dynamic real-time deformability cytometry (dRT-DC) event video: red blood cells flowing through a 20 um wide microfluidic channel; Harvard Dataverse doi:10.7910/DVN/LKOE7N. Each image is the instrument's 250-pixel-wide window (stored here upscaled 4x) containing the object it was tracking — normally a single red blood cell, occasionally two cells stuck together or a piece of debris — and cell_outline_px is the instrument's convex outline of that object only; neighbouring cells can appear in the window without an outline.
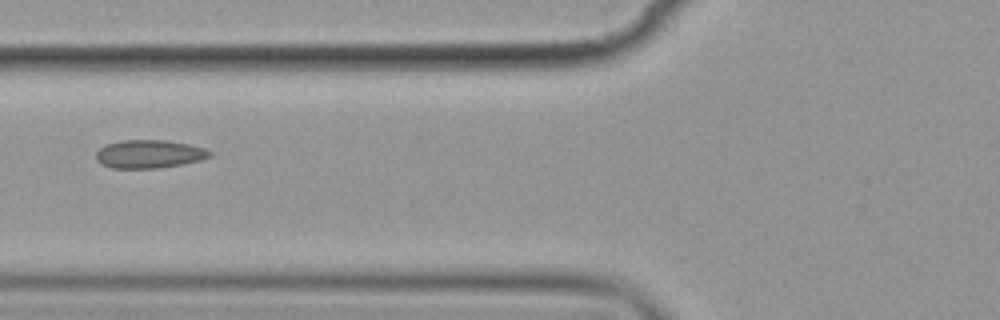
{"species": "common noctule bat (a hibernating species)", "species_latin": "Nyctalus noctula", "temperature_condition": "cold", "stored_images_in_passage": 13, "camera_frame_rate_fps": 3000, "um_per_image_px": 0.085, "animal": {"sex": "female", "body_mass_g": 19.9}, "frame": {"image": 1, "passage_image": 4, "time_ms": 4.667, "image_size_px": [1000, 320], "cell_outline_px": [[212, 156], [200, 160], [184, 164], [156, 168], [112, 168], [100, 164], [96, 160], [96, 152], [104, 144], [124, 140], [164, 140], [188, 144], [204, 148], [212, 152]], "centroid_in_image_um": [12.66, 13.09], "position_along_channel_um": 113.1, "area_um2": 18.79}}
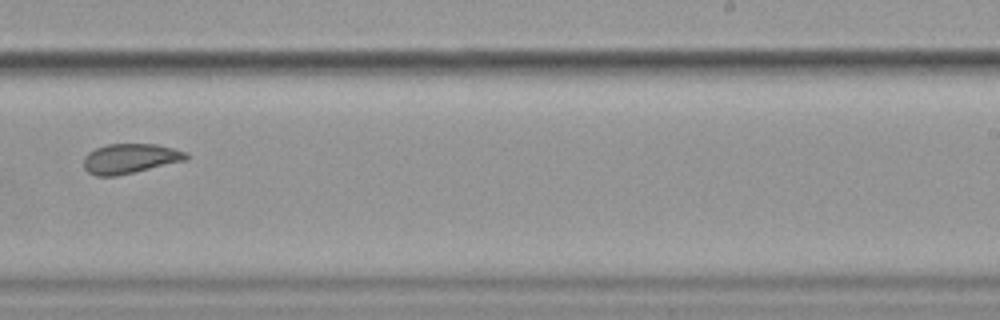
{"frame": {"image": 2, "passage_image": 8, "time_ms": 9.333, "image_size_px": [1000, 320], "cell_outline_px": [[188, 160], [116, 176], [96, 176], [88, 172], [84, 168], [84, 156], [88, 152], [96, 148], [108, 144], [156, 144], [188, 152]], "centroid_in_image_um": [11.06, 13.48], "position_along_channel_um": 277.9, "area_um2": 17.86}}
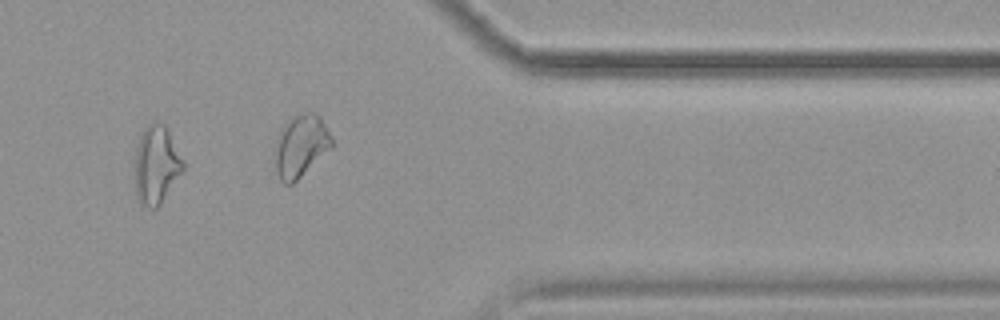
{"frame": {"image": 3, "passage_image": 11, "time_ms": 12.667, "image_size_px": [1000, 320], "cell_outline_px": [[184, 168], [160, 204], [156, 208], [148, 208], [140, 204], [136, 196], [136, 148], [140, 136], [144, 128], [152, 120], [156, 120], [164, 124], [184, 160]], "centroid_in_image_um": [13.28, 13.99], "position_along_channel_um": 398.1, "area_um2": 21.79}, "authors_computed_cell_mechanics": {"area_um2": 18.785, "velocity_mm_per_s": 3.5423, "shape_relaxation_time_tau1_ms": null, "shape_relaxation_time_tau2_ms": 1.991, "deformation_change_tau1": null, "deformation_change_tau2": 0.0451}}